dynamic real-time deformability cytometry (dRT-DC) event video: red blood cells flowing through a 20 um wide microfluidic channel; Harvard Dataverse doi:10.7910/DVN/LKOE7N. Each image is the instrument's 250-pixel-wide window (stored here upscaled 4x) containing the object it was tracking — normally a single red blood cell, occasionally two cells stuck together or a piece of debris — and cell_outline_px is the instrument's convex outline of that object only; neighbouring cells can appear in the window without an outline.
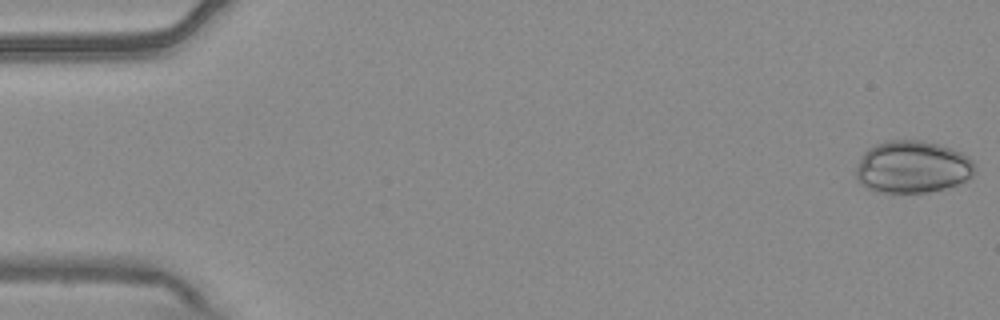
{"species": "common noctule bat (a hibernating species)", "species_latin": "Nyctalus noctula", "temperature_condition": "warm", "stored_images_in_passage": 5, "camera_frame_rate_fps": 3000, "um_per_image_px": 0.085, "animal": {"sex": "male", "body_mass_g": 20.4}, "frame": {"image": 1, "passage_image": 1, "time_ms": 0.0, "image_size_px": [1000, 320], "cell_outline_px": [[976, 168], [972, 176], [956, 184], [944, 188], [928, 192], [876, 192], [868, 188], [856, 180], [856, 168], [864, 152], [868, 148], [876, 144], [888, 140], [920, 140], [952, 148], [968, 156], [972, 160]], "centroid_in_image_um": [77.54, 14.18], "position_along_channel_um": 7.5, "area_um2": 36.07}}